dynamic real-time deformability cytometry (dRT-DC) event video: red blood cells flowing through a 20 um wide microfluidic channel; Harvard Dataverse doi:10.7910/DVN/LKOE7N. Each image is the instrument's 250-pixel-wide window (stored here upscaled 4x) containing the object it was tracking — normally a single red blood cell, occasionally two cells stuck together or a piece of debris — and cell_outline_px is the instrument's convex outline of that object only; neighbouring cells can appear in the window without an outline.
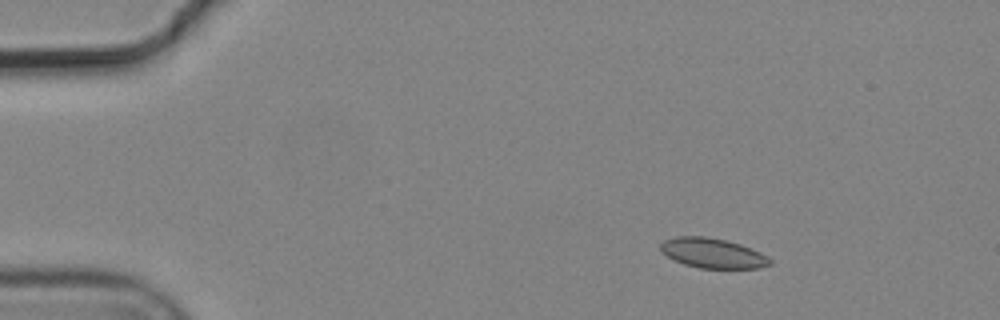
{"species": "common noctule bat (a hibernating species)", "species_latin": "Nyctalus noctula", "temperature_condition": "cold", "stored_images_in_passage": 13, "camera_frame_rate_fps": 3000, "um_per_image_px": 0.085, "animal": {"sex": "male", "body_mass_g": 19.2, "forearm_length_mm": 51.8}, "frame": {"image": 1, "passage_image": 2, "time_ms": 0.333, "image_size_px": [1000, 320], "cell_outline_px": [[772, 264], [760, 268], [700, 268], [684, 264], [660, 252], [660, 244], [664, 240], [676, 236], [704, 236], [728, 240], [752, 248], [768, 256], [772, 260]], "centroid_in_image_um": [60.6, 21.51], "position_along_channel_um": 24.4, "area_um2": 19.19}}
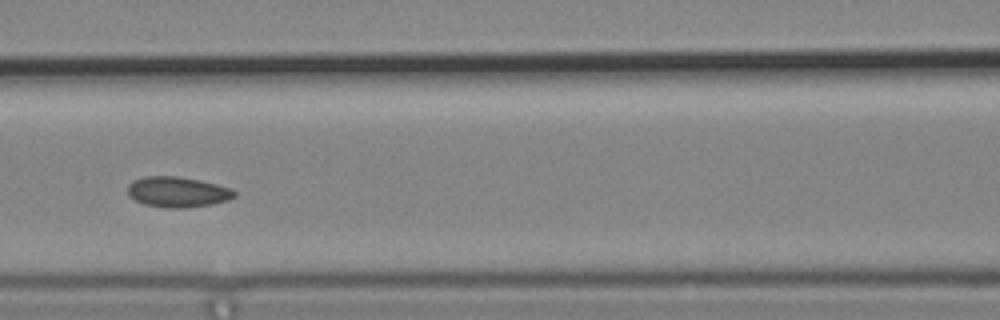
{"frame": {"image": 2, "passage_image": 6, "time_ms": 1.667, "image_size_px": [1000, 320], "cell_outline_px": [[236, 196], [228, 200], [212, 204], [184, 208], [164, 208], [144, 204], [128, 196], [128, 184], [132, 180], [144, 176], [176, 176], [200, 180], [232, 188], [236, 192]], "centroid_in_image_um": [15.08, 16.31], "position_along_channel_um": 151.5, "area_um2": 19.13}}
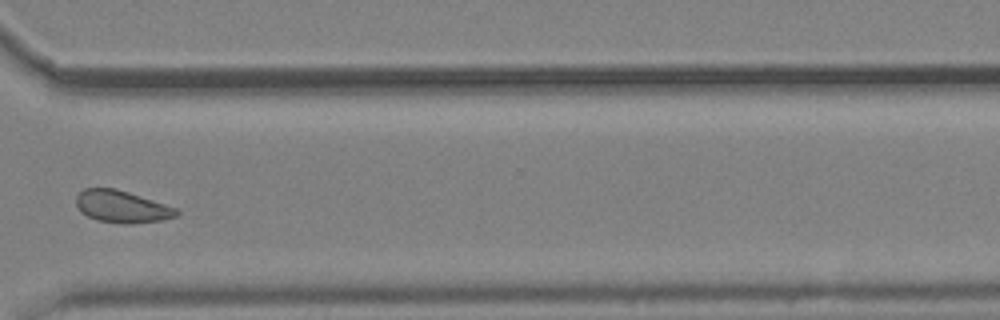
{"frame": {"image": 3, "passage_image": 11, "time_ms": 3.333, "image_size_px": [1000, 320], "cell_outline_px": [[180, 212], [176, 216], [164, 220], [132, 224], [124, 224], [96, 220], [80, 212], [76, 204], [76, 196], [84, 188], [116, 188], [176, 208]], "centroid_in_image_um": [10.34, 17.57], "position_along_channel_um": 360.3, "area_um2": 18.79}}